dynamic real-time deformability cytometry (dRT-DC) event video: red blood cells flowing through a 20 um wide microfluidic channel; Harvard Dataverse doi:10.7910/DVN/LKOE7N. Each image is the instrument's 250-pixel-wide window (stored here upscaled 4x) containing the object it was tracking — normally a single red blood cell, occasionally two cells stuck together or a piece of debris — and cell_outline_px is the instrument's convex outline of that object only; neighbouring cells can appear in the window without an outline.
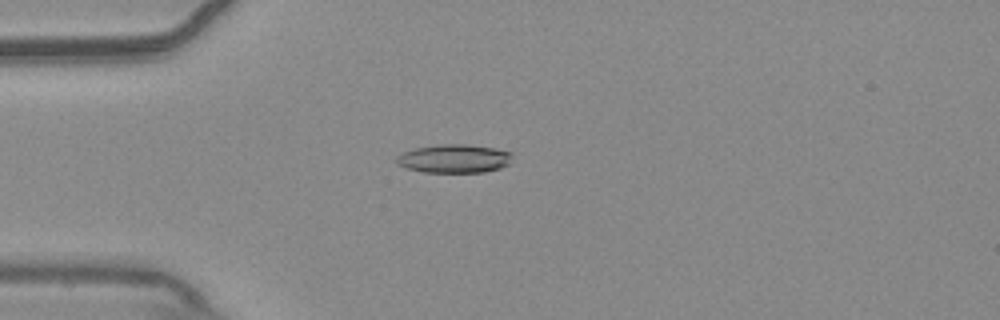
{"species": "common noctule bat (a hibernating species)", "species_latin": "Nyctalus noctula", "temperature_condition": "warm", "stored_images_in_passage": 54, "camera_frame_rate_fps": 3000, "um_per_image_px": 0.085, "animal": {"sex": "male", "body_mass_g": 20.4}, "frame": {"image": 1, "passage_image": 14, "time_ms": 4.333, "image_size_px": [1000, 320], "cell_outline_px": [[512, 164], [500, 168], [484, 172], [424, 172], [408, 168], [396, 164], [396, 156], [404, 152], [416, 148], [436, 144], [468, 144], [496, 148], [512, 152]], "centroid_in_image_um": [38.66, 13.47], "position_along_channel_um": 46.3, "area_um2": 19.48}}
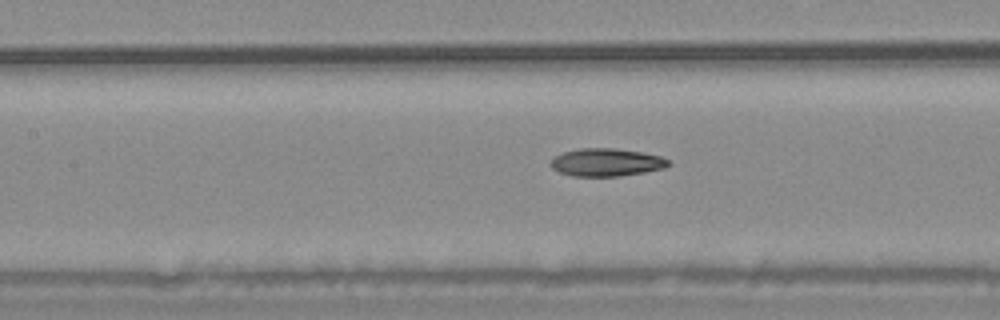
{"frame": {"image": 2, "passage_image": 24, "time_ms": 7.667, "image_size_px": [1000, 320], "cell_outline_px": [[672, 164], [664, 168], [644, 172], [620, 176], [572, 176], [560, 172], [552, 168], [552, 160], [556, 156], [564, 152], [580, 148], [616, 148], [640, 152], [660, 156], [668, 160]], "centroid_in_image_um": [51.57, 13.8], "position_along_channel_um": 155.8, "area_um2": 18.9}}
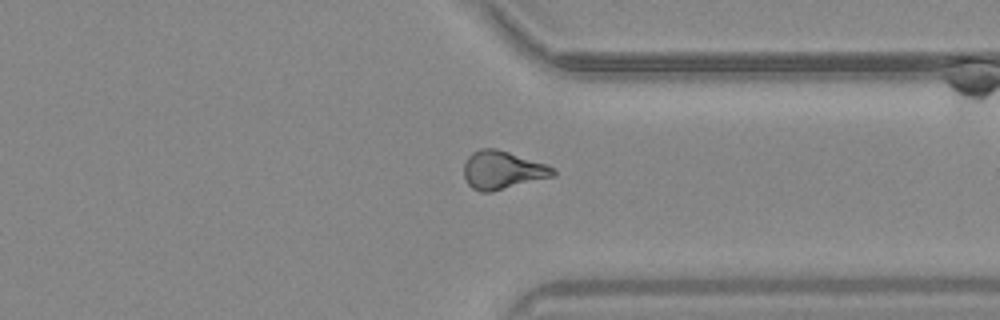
{"frame": {"image": 3, "passage_image": 41, "time_ms": 13.333, "image_size_px": [1000, 320], "cell_outline_px": [[556, 176], [492, 192], [480, 192], [472, 188], [468, 184], [464, 176], [464, 164], [468, 156], [472, 152], [480, 148], [496, 148], [548, 164], [556, 168]], "centroid_in_image_um": [42.74, 14.46], "position_along_channel_um": 368.7, "area_um2": 20.23}, "authors_computed_cell_mechanics": {"area_um2": 19.0451, "velocity_mm_per_s": 3.7708, "shape_relaxation_time_tau1_ms": 10.459, "shape_relaxation_time_tau2_ms": 3.6512, "deformation_change_tau1": 0.2272, "deformation_change_tau2": 0.1214}}